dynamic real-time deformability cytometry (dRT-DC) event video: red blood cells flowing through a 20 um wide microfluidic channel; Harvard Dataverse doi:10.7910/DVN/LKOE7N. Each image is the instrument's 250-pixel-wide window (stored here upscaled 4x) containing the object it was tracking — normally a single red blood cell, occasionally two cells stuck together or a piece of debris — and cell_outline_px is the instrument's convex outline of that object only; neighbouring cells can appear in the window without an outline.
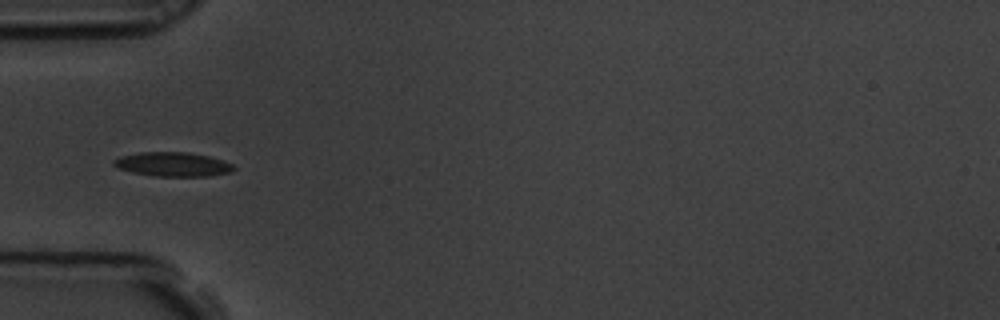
{"species": "common noctule bat (a hibernating species)", "species_latin": "Nyctalus noctula", "temperature_condition": "room temperature", "stored_images_in_passage": 6, "camera_frame_rate_fps": 3000, "um_per_image_px": 0.085, "animal": {"sex": "male", "body_mass_g": 19.5, "forearm_length_mm": 54.6}, "frame": {"image": 1, "passage_image": 5, "time_ms": 1.333, "image_size_px": [1000, 320], "cell_outline_px": [[236, 168], [232, 172], [212, 176], [152, 176], [132, 172], [116, 168], [112, 164], [112, 160], [120, 156], [140, 152], [188, 152], [208, 156], [224, 160], [232, 164]], "centroid_in_image_um": [14.68, 13.97], "position_along_channel_um": 70.3, "area_um2": 17.17}}
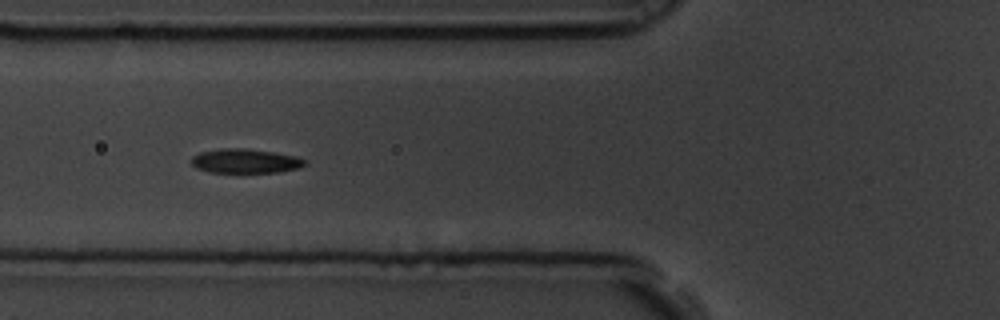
{"frame": {"image": 2, "passage_image": 6, "time_ms": 1.667, "image_size_px": [1000, 320], "cell_outline_px": [[308, 164], [300, 168], [276, 172], [208, 172], [196, 168], [192, 164], [192, 156], [200, 152], [220, 148], [244, 148], [272, 152], [296, 156], [308, 160]], "centroid_in_image_um": [20.88, 13.68], "position_along_channel_um": 104.9, "area_um2": 16.13}}